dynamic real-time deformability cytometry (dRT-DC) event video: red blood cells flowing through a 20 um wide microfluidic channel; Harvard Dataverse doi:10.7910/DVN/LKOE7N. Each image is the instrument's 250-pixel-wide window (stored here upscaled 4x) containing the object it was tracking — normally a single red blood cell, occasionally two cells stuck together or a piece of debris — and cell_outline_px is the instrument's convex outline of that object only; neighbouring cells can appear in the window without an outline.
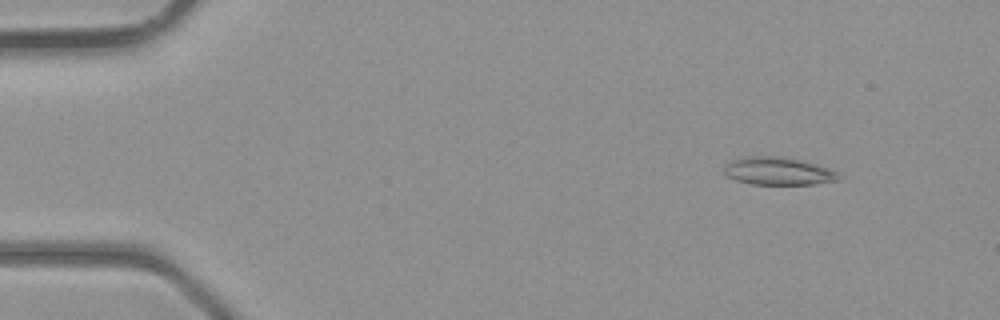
{"species": "common noctule bat (a hibernating species)", "species_latin": "Nyctalus noctula", "temperature_condition": "room temperature", "stored_images_in_passage": 42, "camera_frame_rate_fps": 3000, "um_per_image_px": 0.085, "animal": {"sex": "male", "body_mass_g": 23.1, "forearm_length_mm": 52.7}, "frame": {"image": 1, "passage_image": 5, "time_ms": 1.333, "image_size_px": [1000, 320], "cell_outline_px": [[840, 180], [812, 184], [752, 184], [736, 180], [728, 176], [724, 172], [724, 164], [732, 160], [748, 156], [776, 156], [800, 160], [828, 168], [836, 172]], "centroid_in_image_um": [66.1, 14.54], "position_along_channel_um": 18.9, "area_um2": 18.26}}
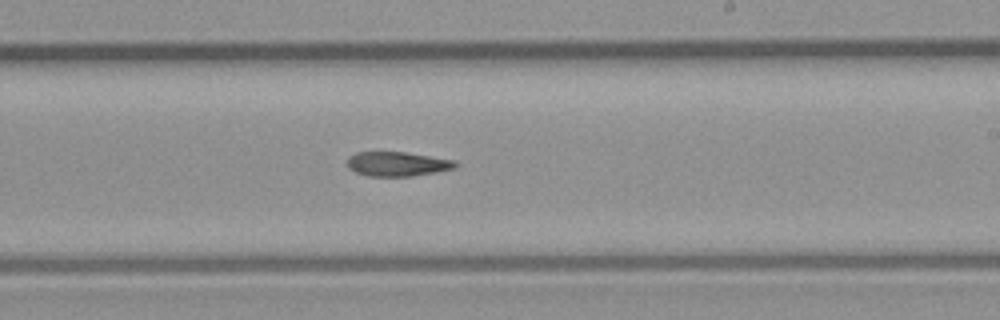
{"frame": {"image": 2, "passage_image": 25, "time_ms": 8.0, "image_size_px": [1000, 320], "cell_outline_px": [[460, 164], [456, 168], [436, 172], [412, 176], [368, 176], [356, 172], [348, 168], [348, 156], [356, 152], [404, 152], [456, 160]], "centroid_in_image_um": [33.81, 13.93], "position_along_channel_um": 255.2, "area_um2": 15.49}}
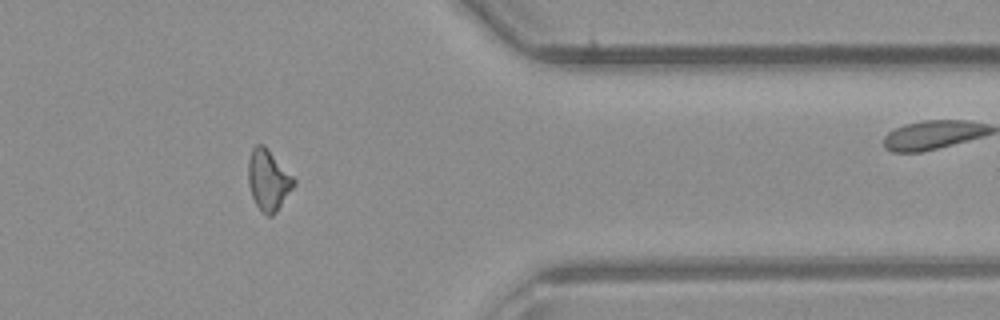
{"frame": {"image": 3, "passage_image": 34, "time_ms": 11.0, "image_size_px": [1000, 320], "cell_outline_px": [[296, 184], [276, 212], [272, 216], [268, 216], [256, 204], [252, 196], [248, 184], [248, 160], [252, 148], [256, 144], [264, 144], [296, 180]], "centroid_in_image_um": [22.8, 15.28], "position_along_channel_um": 388.6, "area_um2": 16.07}}